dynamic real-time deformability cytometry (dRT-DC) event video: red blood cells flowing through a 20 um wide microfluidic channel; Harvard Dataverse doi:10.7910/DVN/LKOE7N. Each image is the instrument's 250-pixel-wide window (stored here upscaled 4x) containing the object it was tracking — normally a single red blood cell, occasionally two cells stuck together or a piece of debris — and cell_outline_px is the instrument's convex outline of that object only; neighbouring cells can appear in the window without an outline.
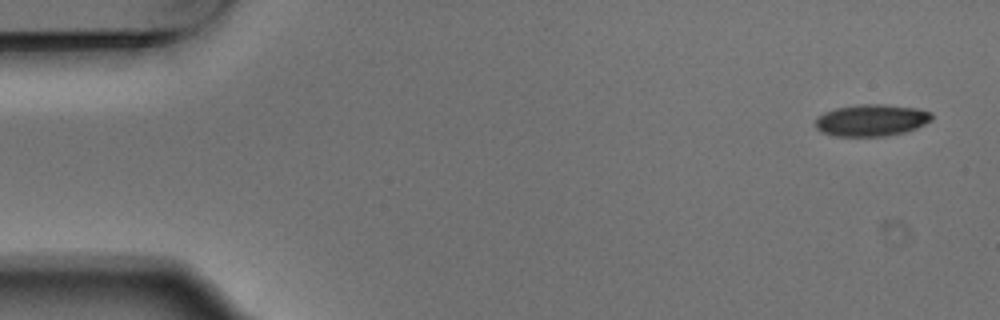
{"species": "Egyptian fruit bat (a non-hibernating species)", "species_latin": "Rousettus aegyptiacus", "temperature_condition": "warm", "stored_images_in_passage": 4, "camera_frame_rate_fps": 3000, "um_per_image_px": 0.085, "animal": {"sex": "male"}, "frame": {"image": 1, "passage_image": 1, "time_ms": 0.0, "image_size_px": [1000, 320], "cell_outline_px": [[932, 120], [916, 128], [904, 132], [884, 136], [836, 136], [820, 132], [816, 128], [816, 120], [824, 112], [836, 108], [860, 104], [884, 104], [916, 108], [932, 112]], "centroid_in_image_um": [74.08, 10.22], "position_along_channel_um": 10.9, "area_um2": 21.5}}
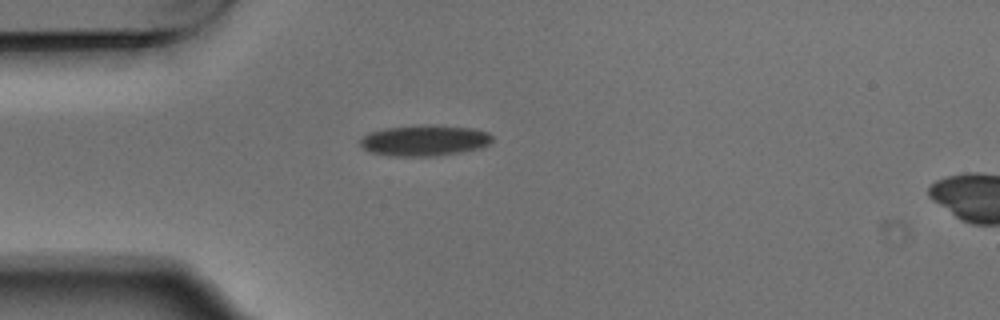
{"frame": {"image": 2, "passage_image": 3, "time_ms": 0.667, "image_size_px": [1000, 320], "cell_outline_px": [[492, 140], [488, 144], [480, 148], [460, 152], [436, 156], [388, 156], [368, 152], [360, 144], [360, 140], [368, 132], [384, 128], [472, 128], [488, 132], [492, 136]], "centroid_in_image_um": [36.03, 12.0], "position_along_channel_um": 49.0, "area_um2": 22.66}}